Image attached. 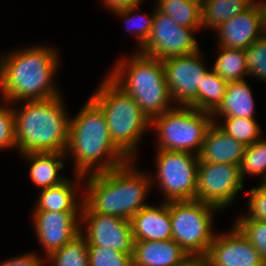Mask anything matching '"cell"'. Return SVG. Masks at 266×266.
Returning a JSON list of instances; mask_svg holds the SVG:
<instances>
[{
    "label": "cell",
    "mask_w": 266,
    "mask_h": 266,
    "mask_svg": "<svg viewBox=\"0 0 266 266\" xmlns=\"http://www.w3.org/2000/svg\"><path fill=\"white\" fill-rule=\"evenodd\" d=\"M218 45L231 49H247L262 37L264 30L260 9L254 2L248 9L225 21L216 29Z\"/></svg>",
    "instance_id": "obj_16"
},
{
    "label": "cell",
    "mask_w": 266,
    "mask_h": 266,
    "mask_svg": "<svg viewBox=\"0 0 266 266\" xmlns=\"http://www.w3.org/2000/svg\"><path fill=\"white\" fill-rule=\"evenodd\" d=\"M197 31L200 29L178 25L172 17L165 15L155 7L150 37L138 52L160 60L192 54L200 50L197 39L194 37Z\"/></svg>",
    "instance_id": "obj_11"
},
{
    "label": "cell",
    "mask_w": 266,
    "mask_h": 266,
    "mask_svg": "<svg viewBox=\"0 0 266 266\" xmlns=\"http://www.w3.org/2000/svg\"><path fill=\"white\" fill-rule=\"evenodd\" d=\"M221 119L224 123L218 122L217 125L244 146L253 144L263 135L255 118L221 117Z\"/></svg>",
    "instance_id": "obj_29"
},
{
    "label": "cell",
    "mask_w": 266,
    "mask_h": 266,
    "mask_svg": "<svg viewBox=\"0 0 266 266\" xmlns=\"http://www.w3.org/2000/svg\"><path fill=\"white\" fill-rule=\"evenodd\" d=\"M207 256L210 266H266L260 252L235 226L215 235Z\"/></svg>",
    "instance_id": "obj_15"
},
{
    "label": "cell",
    "mask_w": 266,
    "mask_h": 266,
    "mask_svg": "<svg viewBox=\"0 0 266 266\" xmlns=\"http://www.w3.org/2000/svg\"><path fill=\"white\" fill-rule=\"evenodd\" d=\"M248 75L266 82V33L244 50Z\"/></svg>",
    "instance_id": "obj_32"
},
{
    "label": "cell",
    "mask_w": 266,
    "mask_h": 266,
    "mask_svg": "<svg viewBox=\"0 0 266 266\" xmlns=\"http://www.w3.org/2000/svg\"><path fill=\"white\" fill-rule=\"evenodd\" d=\"M83 229L86 230L85 233ZM80 231L86 237L88 245H100L124 254H133V233L127 219L98 213H81Z\"/></svg>",
    "instance_id": "obj_13"
},
{
    "label": "cell",
    "mask_w": 266,
    "mask_h": 266,
    "mask_svg": "<svg viewBox=\"0 0 266 266\" xmlns=\"http://www.w3.org/2000/svg\"><path fill=\"white\" fill-rule=\"evenodd\" d=\"M201 49L188 55L163 59L165 79L175 106H190L196 109L198 87L210 70L202 61Z\"/></svg>",
    "instance_id": "obj_12"
},
{
    "label": "cell",
    "mask_w": 266,
    "mask_h": 266,
    "mask_svg": "<svg viewBox=\"0 0 266 266\" xmlns=\"http://www.w3.org/2000/svg\"><path fill=\"white\" fill-rule=\"evenodd\" d=\"M30 164L29 176L34 185L40 189L50 188L61 184L67 178L61 176L59 171L63 169V160L67 157L60 152H27L21 154Z\"/></svg>",
    "instance_id": "obj_21"
},
{
    "label": "cell",
    "mask_w": 266,
    "mask_h": 266,
    "mask_svg": "<svg viewBox=\"0 0 266 266\" xmlns=\"http://www.w3.org/2000/svg\"><path fill=\"white\" fill-rule=\"evenodd\" d=\"M218 211L198 200L169 201L172 239L187 254H207L216 235L212 217Z\"/></svg>",
    "instance_id": "obj_8"
},
{
    "label": "cell",
    "mask_w": 266,
    "mask_h": 266,
    "mask_svg": "<svg viewBox=\"0 0 266 266\" xmlns=\"http://www.w3.org/2000/svg\"><path fill=\"white\" fill-rule=\"evenodd\" d=\"M65 154L74 158V174L82 176L107 172L130 161L114 145L103 111L90 98L70 117Z\"/></svg>",
    "instance_id": "obj_3"
},
{
    "label": "cell",
    "mask_w": 266,
    "mask_h": 266,
    "mask_svg": "<svg viewBox=\"0 0 266 266\" xmlns=\"http://www.w3.org/2000/svg\"><path fill=\"white\" fill-rule=\"evenodd\" d=\"M57 53L55 48L40 44L20 47L1 56L2 100L14 104L62 95L53 79L60 64Z\"/></svg>",
    "instance_id": "obj_1"
},
{
    "label": "cell",
    "mask_w": 266,
    "mask_h": 266,
    "mask_svg": "<svg viewBox=\"0 0 266 266\" xmlns=\"http://www.w3.org/2000/svg\"><path fill=\"white\" fill-rule=\"evenodd\" d=\"M255 2L257 3L260 9L263 27H264V30L266 31V0H262V1L255 0Z\"/></svg>",
    "instance_id": "obj_39"
},
{
    "label": "cell",
    "mask_w": 266,
    "mask_h": 266,
    "mask_svg": "<svg viewBox=\"0 0 266 266\" xmlns=\"http://www.w3.org/2000/svg\"><path fill=\"white\" fill-rule=\"evenodd\" d=\"M187 253L173 239L134 241L133 266H174Z\"/></svg>",
    "instance_id": "obj_20"
},
{
    "label": "cell",
    "mask_w": 266,
    "mask_h": 266,
    "mask_svg": "<svg viewBox=\"0 0 266 266\" xmlns=\"http://www.w3.org/2000/svg\"><path fill=\"white\" fill-rule=\"evenodd\" d=\"M49 266H89L88 243L80 231L68 243L47 257Z\"/></svg>",
    "instance_id": "obj_27"
},
{
    "label": "cell",
    "mask_w": 266,
    "mask_h": 266,
    "mask_svg": "<svg viewBox=\"0 0 266 266\" xmlns=\"http://www.w3.org/2000/svg\"><path fill=\"white\" fill-rule=\"evenodd\" d=\"M155 151L157 175L150 178L152 185L157 181L164 201L196 200L199 157L185 151Z\"/></svg>",
    "instance_id": "obj_9"
},
{
    "label": "cell",
    "mask_w": 266,
    "mask_h": 266,
    "mask_svg": "<svg viewBox=\"0 0 266 266\" xmlns=\"http://www.w3.org/2000/svg\"><path fill=\"white\" fill-rule=\"evenodd\" d=\"M174 266H210L207 254H186Z\"/></svg>",
    "instance_id": "obj_38"
},
{
    "label": "cell",
    "mask_w": 266,
    "mask_h": 266,
    "mask_svg": "<svg viewBox=\"0 0 266 266\" xmlns=\"http://www.w3.org/2000/svg\"><path fill=\"white\" fill-rule=\"evenodd\" d=\"M74 181L68 178L59 185L41 189L33 211L50 212H81L84 203L83 195L77 194L83 191L84 176L74 174ZM80 190V191H79ZM80 198V199H77ZM82 200V201H81Z\"/></svg>",
    "instance_id": "obj_18"
},
{
    "label": "cell",
    "mask_w": 266,
    "mask_h": 266,
    "mask_svg": "<svg viewBox=\"0 0 266 266\" xmlns=\"http://www.w3.org/2000/svg\"><path fill=\"white\" fill-rule=\"evenodd\" d=\"M240 178L245 182L246 175H260L261 183H266V139L261 137L246 146L239 164Z\"/></svg>",
    "instance_id": "obj_28"
},
{
    "label": "cell",
    "mask_w": 266,
    "mask_h": 266,
    "mask_svg": "<svg viewBox=\"0 0 266 266\" xmlns=\"http://www.w3.org/2000/svg\"><path fill=\"white\" fill-rule=\"evenodd\" d=\"M155 7L172 17L180 26L192 29L201 27V6L188 0H157Z\"/></svg>",
    "instance_id": "obj_26"
},
{
    "label": "cell",
    "mask_w": 266,
    "mask_h": 266,
    "mask_svg": "<svg viewBox=\"0 0 266 266\" xmlns=\"http://www.w3.org/2000/svg\"><path fill=\"white\" fill-rule=\"evenodd\" d=\"M98 86L90 99L103 111L114 145L129 160L136 161V151L151 121L107 75Z\"/></svg>",
    "instance_id": "obj_6"
},
{
    "label": "cell",
    "mask_w": 266,
    "mask_h": 266,
    "mask_svg": "<svg viewBox=\"0 0 266 266\" xmlns=\"http://www.w3.org/2000/svg\"><path fill=\"white\" fill-rule=\"evenodd\" d=\"M242 189L244 182L240 178L239 165L199 162L196 200L224 210Z\"/></svg>",
    "instance_id": "obj_10"
},
{
    "label": "cell",
    "mask_w": 266,
    "mask_h": 266,
    "mask_svg": "<svg viewBox=\"0 0 266 266\" xmlns=\"http://www.w3.org/2000/svg\"><path fill=\"white\" fill-rule=\"evenodd\" d=\"M62 95L46 100L23 101L13 108L16 148L27 152L65 153L69 139L70 117Z\"/></svg>",
    "instance_id": "obj_4"
},
{
    "label": "cell",
    "mask_w": 266,
    "mask_h": 266,
    "mask_svg": "<svg viewBox=\"0 0 266 266\" xmlns=\"http://www.w3.org/2000/svg\"><path fill=\"white\" fill-rule=\"evenodd\" d=\"M139 7L140 5L114 13L121 20L122 18L125 19L124 21L127 22V31L132 34L134 33L133 35L138 39L137 45L139 49L137 48V51L143 47V45L150 37L155 17V7L153 8L154 11H152L153 13L151 14V16H148V14H135L136 10L138 11Z\"/></svg>",
    "instance_id": "obj_30"
},
{
    "label": "cell",
    "mask_w": 266,
    "mask_h": 266,
    "mask_svg": "<svg viewBox=\"0 0 266 266\" xmlns=\"http://www.w3.org/2000/svg\"><path fill=\"white\" fill-rule=\"evenodd\" d=\"M89 266H133L132 255L100 245H88Z\"/></svg>",
    "instance_id": "obj_33"
},
{
    "label": "cell",
    "mask_w": 266,
    "mask_h": 266,
    "mask_svg": "<svg viewBox=\"0 0 266 266\" xmlns=\"http://www.w3.org/2000/svg\"><path fill=\"white\" fill-rule=\"evenodd\" d=\"M110 69L106 75L135 100L150 121L174 107L162 60L136 51L118 59Z\"/></svg>",
    "instance_id": "obj_5"
},
{
    "label": "cell",
    "mask_w": 266,
    "mask_h": 266,
    "mask_svg": "<svg viewBox=\"0 0 266 266\" xmlns=\"http://www.w3.org/2000/svg\"><path fill=\"white\" fill-rule=\"evenodd\" d=\"M36 238L47 258L80 232L81 212L33 211Z\"/></svg>",
    "instance_id": "obj_14"
},
{
    "label": "cell",
    "mask_w": 266,
    "mask_h": 266,
    "mask_svg": "<svg viewBox=\"0 0 266 266\" xmlns=\"http://www.w3.org/2000/svg\"><path fill=\"white\" fill-rule=\"evenodd\" d=\"M188 1L194 2V3L199 4L201 6L203 4L204 0H188Z\"/></svg>",
    "instance_id": "obj_40"
},
{
    "label": "cell",
    "mask_w": 266,
    "mask_h": 266,
    "mask_svg": "<svg viewBox=\"0 0 266 266\" xmlns=\"http://www.w3.org/2000/svg\"><path fill=\"white\" fill-rule=\"evenodd\" d=\"M229 82L210 69L198 87L196 109L213 114L221 105Z\"/></svg>",
    "instance_id": "obj_24"
},
{
    "label": "cell",
    "mask_w": 266,
    "mask_h": 266,
    "mask_svg": "<svg viewBox=\"0 0 266 266\" xmlns=\"http://www.w3.org/2000/svg\"><path fill=\"white\" fill-rule=\"evenodd\" d=\"M134 241L172 239L169 202L143 207L130 220Z\"/></svg>",
    "instance_id": "obj_17"
},
{
    "label": "cell",
    "mask_w": 266,
    "mask_h": 266,
    "mask_svg": "<svg viewBox=\"0 0 266 266\" xmlns=\"http://www.w3.org/2000/svg\"><path fill=\"white\" fill-rule=\"evenodd\" d=\"M213 123L211 113L190 106H174L151 120L157 150L185 151L199 155L206 133Z\"/></svg>",
    "instance_id": "obj_7"
},
{
    "label": "cell",
    "mask_w": 266,
    "mask_h": 266,
    "mask_svg": "<svg viewBox=\"0 0 266 266\" xmlns=\"http://www.w3.org/2000/svg\"><path fill=\"white\" fill-rule=\"evenodd\" d=\"M255 0H204L201 5V27L216 29L225 21L244 12Z\"/></svg>",
    "instance_id": "obj_23"
},
{
    "label": "cell",
    "mask_w": 266,
    "mask_h": 266,
    "mask_svg": "<svg viewBox=\"0 0 266 266\" xmlns=\"http://www.w3.org/2000/svg\"><path fill=\"white\" fill-rule=\"evenodd\" d=\"M255 108L248 82L246 80L229 82L221 105L212 114L213 122L217 123L218 117L255 118Z\"/></svg>",
    "instance_id": "obj_22"
},
{
    "label": "cell",
    "mask_w": 266,
    "mask_h": 266,
    "mask_svg": "<svg viewBox=\"0 0 266 266\" xmlns=\"http://www.w3.org/2000/svg\"><path fill=\"white\" fill-rule=\"evenodd\" d=\"M245 147L213 122L206 133L198 155L199 162L239 165Z\"/></svg>",
    "instance_id": "obj_19"
},
{
    "label": "cell",
    "mask_w": 266,
    "mask_h": 266,
    "mask_svg": "<svg viewBox=\"0 0 266 266\" xmlns=\"http://www.w3.org/2000/svg\"><path fill=\"white\" fill-rule=\"evenodd\" d=\"M246 194L249 197L247 202L249 213L244 215L250 220L266 221V183L247 190Z\"/></svg>",
    "instance_id": "obj_35"
},
{
    "label": "cell",
    "mask_w": 266,
    "mask_h": 266,
    "mask_svg": "<svg viewBox=\"0 0 266 266\" xmlns=\"http://www.w3.org/2000/svg\"><path fill=\"white\" fill-rule=\"evenodd\" d=\"M144 0H101L105 8H108L113 13L126 10L138 5H142Z\"/></svg>",
    "instance_id": "obj_37"
},
{
    "label": "cell",
    "mask_w": 266,
    "mask_h": 266,
    "mask_svg": "<svg viewBox=\"0 0 266 266\" xmlns=\"http://www.w3.org/2000/svg\"><path fill=\"white\" fill-rule=\"evenodd\" d=\"M135 161L107 172L84 176L81 213H98L131 220L143 207L151 191L149 173L135 168ZM135 165V166H134ZM85 189V190H84Z\"/></svg>",
    "instance_id": "obj_2"
},
{
    "label": "cell",
    "mask_w": 266,
    "mask_h": 266,
    "mask_svg": "<svg viewBox=\"0 0 266 266\" xmlns=\"http://www.w3.org/2000/svg\"><path fill=\"white\" fill-rule=\"evenodd\" d=\"M219 55L211 69L227 82L245 80L248 70L244 50L219 46Z\"/></svg>",
    "instance_id": "obj_25"
},
{
    "label": "cell",
    "mask_w": 266,
    "mask_h": 266,
    "mask_svg": "<svg viewBox=\"0 0 266 266\" xmlns=\"http://www.w3.org/2000/svg\"><path fill=\"white\" fill-rule=\"evenodd\" d=\"M234 226L260 252L266 262V221L250 220L241 215Z\"/></svg>",
    "instance_id": "obj_31"
},
{
    "label": "cell",
    "mask_w": 266,
    "mask_h": 266,
    "mask_svg": "<svg viewBox=\"0 0 266 266\" xmlns=\"http://www.w3.org/2000/svg\"><path fill=\"white\" fill-rule=\"evenodd\" d=\"M2 101L4 105L0 103V149H12L16 147L14 105L6 100Z\"/></svg>",
    "instance_id": "obj_34"
},
{
    "label": "cell",
    "mask_w": 266,
    "mask_h": 266,
    "mask_svg": "<svg viewBox=\"0 0 266 266\" xmlns=\"http://www.w3.org/2000/svg\"><path fill=\"white\" fill-rule=\"evenodd\" d=\"M39 253H28L0 262V266H47Z\"/></svg>",
    "instance_id": "obj_36"
}]
</instances>
